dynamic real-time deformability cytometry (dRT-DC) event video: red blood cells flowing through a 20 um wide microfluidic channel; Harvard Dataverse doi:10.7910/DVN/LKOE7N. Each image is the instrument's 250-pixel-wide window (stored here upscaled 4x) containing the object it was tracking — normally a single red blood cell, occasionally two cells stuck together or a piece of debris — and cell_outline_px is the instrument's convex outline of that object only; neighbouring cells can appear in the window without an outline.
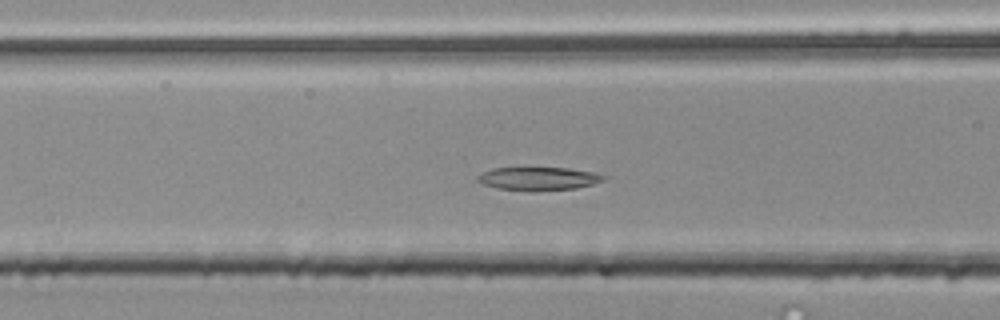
{"species": "common noctule bat (a hibernating species)", "species_latin": "Nyctalus noctula", "temperature_condition": "room temperature", "stored_images_in_passage": 50, "camera_frame_rate_fps": 3000, "um_per_image_px": 0.085, "animal": {"sex": "male", "body_mass_g": 20.4}, "frame": {"image": 1, "passage_image": 17, "time_ms": 5.333, "image_size_px": [1000, 320], "cell_outline_px": [[604, 180], [592, 184], [576, 188], [532, 192], [496, 188], [484, 184], [476, 180], [476, 176], [480, 172], [492, 168], [568, 168], [592, 172], [604, 176]], "centroid_in_image_um": [45.69, 15.19], "position_along_channel_um": 120.9, "area_um2": 17.17}}
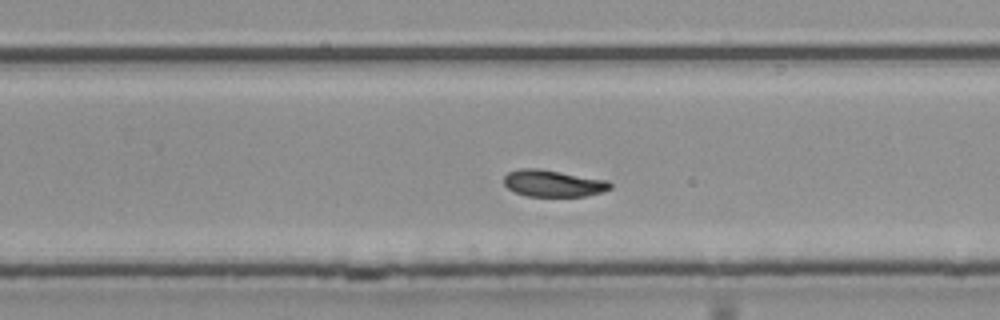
{"frame": {"image": 2, "passage_image": 30, "time_ms": 9.667, "image_size_px": [1000, 320], "cell_outline_px": [[612, 188], [604, 192], [588, 196], [528, 196], [516, 192], [508, 188], [504, 184], [504, 176], [508, 172], [520, 168], [536, 168], [608, 180], [612, 184]], "centroid_in_image_um": [47.05, 15.59], "position_along_channel_um": 282.8, "area_um2": 16.59}}
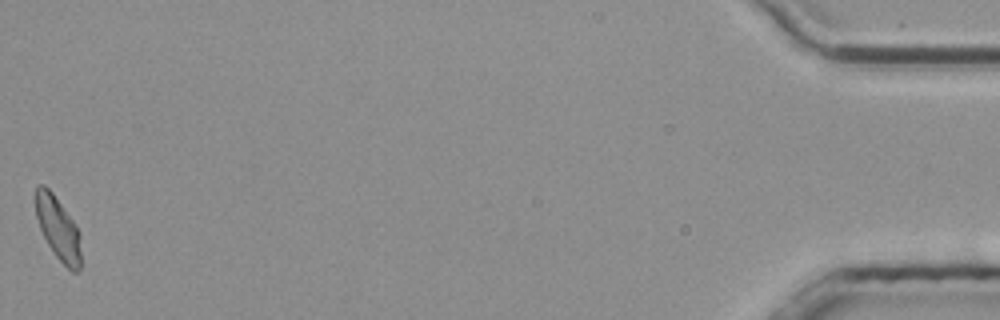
{"frame": {"image": 3, "passage_image": 50, "time_ms": 16.333, "image_size_px": [1000, 320], "cell_outline_px": [[80, 268], [76, 272], [72, 272], [56, 256], [48, 244], [40, 228], [36, 216], [36, 184], [44, 184], [52, 192], [72, 220], [80, 232]], "centroid_in_image_um": [4.94, 19.4], "position_along_channel_um": 430.3, "area_um2": 16.36}, "authors_computed_cell_mechanics": {"area_um2": 17.1088, "velocity_mm_per_s": 3.7419, "shape_relaxation_time_tau1_ms": 8.0509, "shape_relaxation_time_tau2_ms": 4.7502, "deformation_change_tau1": 0.1469, "deformation_change_tau2": 0.0906}}